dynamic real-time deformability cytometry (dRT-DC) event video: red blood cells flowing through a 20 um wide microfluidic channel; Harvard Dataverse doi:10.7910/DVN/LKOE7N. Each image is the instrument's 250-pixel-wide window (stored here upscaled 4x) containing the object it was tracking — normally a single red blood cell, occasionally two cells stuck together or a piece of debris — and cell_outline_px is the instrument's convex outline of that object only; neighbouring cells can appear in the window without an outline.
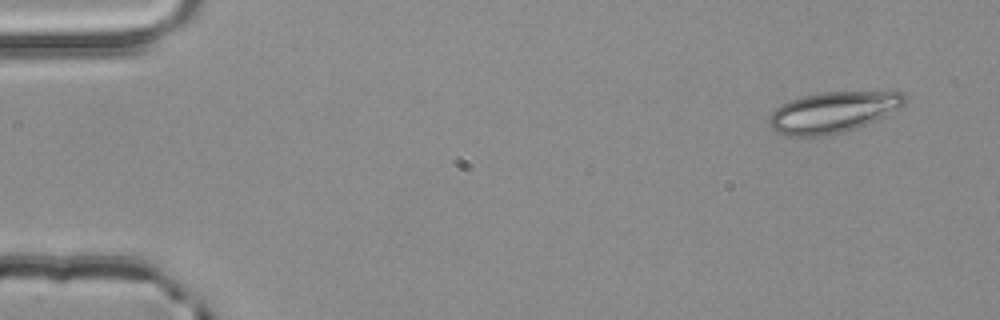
{"species": "common noctule bat (a hibernating species)", "species_latin": "Nyctalus noctula", "temperature_condition": "room temperature", "stored_images_in_passage": 4, "camera_frame_rate_fps": 3000, "um_per_image_px": 0.085, "animal": {"sex": "male", "body_mass_g": 20.4}, "frame": {"image": 1, "passage_image": 1, "time_ms": 0.0, "image_size_px": [1000, 320], "cell_outline_px": [[908, 100], [904, 104], [884, 116], [856, 128], [824, 136], [788, 136], [776, 132], [768, 124], [768, 116], [780, 104], [804, 96], [824, 92], [904, 92]], "centroid_in_image_um": [70.77, 9.54], "position_along_channel_um": 14.2, "area_um2": 32.02}}